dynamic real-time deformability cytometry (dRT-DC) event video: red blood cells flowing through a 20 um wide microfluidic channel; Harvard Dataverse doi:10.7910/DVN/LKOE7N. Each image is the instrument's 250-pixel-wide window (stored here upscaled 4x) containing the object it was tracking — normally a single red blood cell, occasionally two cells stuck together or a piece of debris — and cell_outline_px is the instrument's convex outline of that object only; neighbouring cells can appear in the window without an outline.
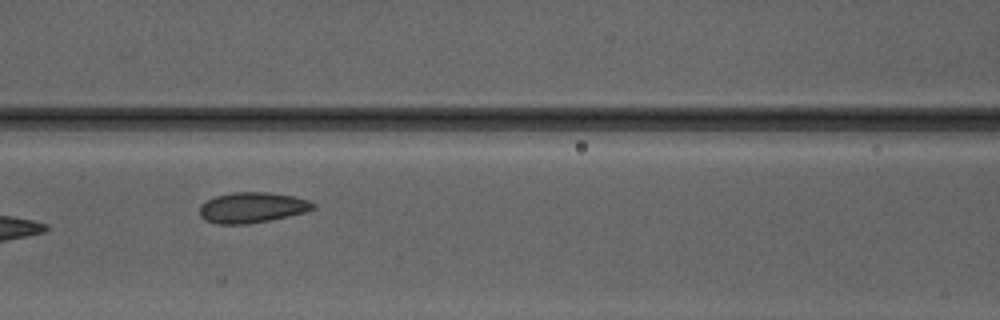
{"species": "Egyptian fruit bat (a non-hibernating species)", "species_latin": "Rousettus aegyptiacus", "temperature_condition": "warm", "stored_images_in_passage": 8, "camera_frame_rate_fps": 3000, "um_per_image_px": 0.085, "animal": {"sex": "male"}, "frame": {"image": 1, "passage_image": 5, "time_ms": 5.667, "image_size_px": [1000, 320], "cell_outline_px": [[316, 208], [304, 212], [288, 216], [248, 224], [216, 224], [204, 220], [200, 216], [200, 204], [216, 196], [232, 192], [268, 192], [292, 196], [308, 200], [316, 204]], "centroid_in_image_um": [21.41, 17.64], "position_along_channel_um": 145.2, "area_um2": 20.17}}
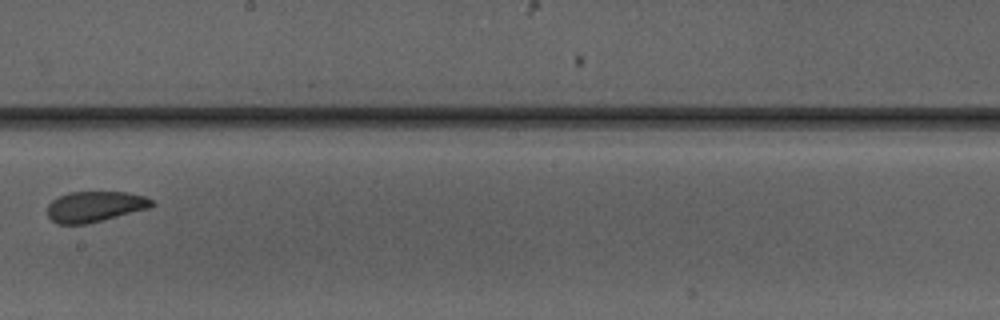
{"frame": {"image": 2, "passage_image": 7, "time_ms": 8.0, "image_size_px": [1000, 320], "cell_outline_px": [[156, 204], [148, 208], [84, 224], [60, 224], [52, 220], [48, 216], [48, 204], [52, 200], [68, 192], [128, 192], [144, 196], [152, 200]], "centroid_in_image_um": [8.05, 17.54], "position_along_channel_um": 240.1, "area_um2": 18.32}}
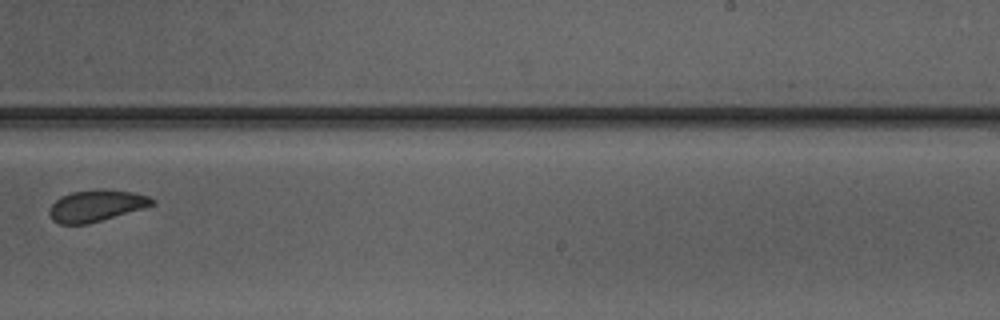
{"frame": {"image": 3, "passage_image": 8, "time_ms": 9.0, "image_size_px": [1000, 320], "cell_outline_px": [[156, 204], [88, 224], [60, 224], [52, 220], [48, 212], [48, 208], [60, 196], [72, 192], [136, 192], [148, 196], [156, 200]], "centroid_in_image_um": [8.15, 17.53], "position_along_channel_um": 280.9, "area_um2": 18.15}}